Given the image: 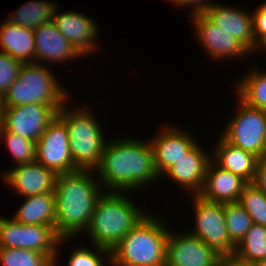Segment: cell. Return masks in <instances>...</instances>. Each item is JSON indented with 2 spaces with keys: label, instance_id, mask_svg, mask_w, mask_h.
<instances>
[{
  "label": "cell",
  "instance_id": "35",
  "mask_svg": "<svg viewBox=\"0 0 266 266\" xmlns=\"http://www.w3.org/2000/svg\"><path fill=\"white\" fill-rule=\"evenodd\" d=\"M252 183L266 194V154L258 159L256 174Z\"/></svg>",
  "mask_w": 266,
  "mask_h": 266
},
{
  "label": "cell",
  "instance_id": "37",
  "mask_svg": "<svg viewBox=\"0 0 266 266\" xmlns=\"http://www.w3.org/2000/svg\"><path fill=\"white\" fill-rule=\"evenodd\" d=\"M2 109H3V106H2V101L0 98V128L2 127Z\"/></svg>",
  "mask_w": 266,
  "mask_h": 266
},
{
  "label": "cell",
  "instance_id": "10",
  "mask_svg": "<svg viewBox=\"0 0 266 266\" xmlns=\"http://www.w3.org/2000/svg\"><path fill=\"white\" fill-rule=\"evenodd\" d=\"M63 105L23 104L2 109V127L11 133L37 141Z\"/></svg>",
  "mask_w": 266,
  "mask_h": 266
},
{
  "label": "cell",
  "instance_id": "34",
  "mask_svg": "<svg viewBox=\"0 0 266 266\" xmlns=\"http://www.w3.org/2000/svg\"><path fill=\"white\" fill-rule=\"evenodd\" d=\"M171 3H173L176 6H183L186 5L189 7H193L191 15L198 14V13H205L212 5H214L213 2L209 0H167ZM211 2V3H210Z\"/></svg>",
  "mask_w": 266,
  "mask_h": 266
},
{
  "label": "cell",
  "instance_id": "8",
  "mask_svg": "<svg viewBox=\"0 0 266 266\" xmlns=\"http://www.w3.org/2000/svg\"><path fill=\"white\" fill-rule=\"evenodd\" d=\"M238 110L221 135L231 145L258 158L266 154V111L252 108L238 99Z\"/></svg>",
  "mask_w": 266,
  "mask_h": 266
},
{
  "label": "cell",
  "instance_id": "26",
  "mask_svg": "<svg viewBox=\"0 0 266 266\" xmlns=\"http://www.w3.org/2000/svg\"><path fill=\"white\" fill-rule=\"evenodd\" d=\"M234 254L242 260L253 263L265 260L266 226L254 223L236 246Z\"/></svg>",
  "mask_w": 266,
  "mask_h": 266
},
{
  "label": "cell",
  "instance_id": "3",
  "mask_svg": "<svg viewBox=\"0 0 266 266\" xmlns=\"http://www.w3.org/2000/svg\"><path fill=\"white\" fill-rule=\"evenodd\" d=\"M105 192L98 198L91 222L84 233H87L93 246L111 251L146 214L125 192Z\"/></svg>",
  "mask_w": 266,
  "mask_h": 266
},
{
  "label": "cell",
  "instance_id": "18",
  "mask_svg": "<svg viewBox=\"0 0 266 266\" xmlns=\"http://www.w3.org/2000/svg\"><path fill=\"white\" fill-rule=\"evenodd\" d=\"M35 38V63L71 62L70 59L83 57L51 21L33 30ZM41 63H40V62ZM45 62V63H42Z\"/></svg>",
  "mask_w": 266,
  "mask_h": 266
},
{
  "label": "cell",
  "instance_id": "33",
  "mask_svg": "<svg viewBox=\"0 0 266 266\" xmlns=\"http://www.w3.org/2000/svg\"><path fill=\"white\" fill-rule=\"evenodd\" d=\"M252 32L258 51V47L266 40V2L252 13Z\"/></svg>",
  "mask_w": 266,
  "mask_h": 266
},
{
  "label": "cell",
  "instance_id": "38",
  "mask_svg": "<svg viewBox=\"0 0 266 266\" xmlns=\"http://www.w3.org/2000/svg\"><path fill=\"white\" fill-rule=\"evenodd\" d=\"M258 266H266V259L265 260H262V261H259L257 263Z\"/></svg>",
  "mask_w": 266,
  "mask_h": 266
},
{
  "label": "cell",
  "instance_id": "6",
  "mask_svg": "<svg viewBox=\"0 0 266 266\" xmlns=\"http://www.w3.org/2000/svg\"><path fill=\"white\" fill-rule=\"evenodd\" d=\"M47 68L35 62L23 63L17 79L1 98L2 106L67 104L68 91Z\"/></svg>",
  "mask_w": 266,
  "mask_h": 266
},
{
  "label": "cell",
  "instance_id": "27",
  "mask_svg": "<svg viewBox=\"0 0 266 266\" xmlns=\"http://www.w3.org/2000/svg\"><path fill=\"white\" fill-rule=\"evenodd\" d=\"M224 215L230 240L237 246L254 224L253 220L238 202L225 203Z\"/></svg>",
  "mask_w": 266,
  "mask_h": 266
},
{
  "label": "cell",
  "instance_id": "20",
  "mask_svg": "<svg viewBox=\"0 0 266 266\" xmlns=\"http://www.w3.org/2000/svg\"><path fill=\"white\" fill-rule=\"evenodd\" d=\"M247 184L240 176L225 170L209 161L202 191L203 199L217 203L238 202L244 186Z\"/></svg>",
  "mask_w": 266,
  "mask_h": 266
},
{
  "label": "cell",
  "instance_id": "5",
  "mask_svg": "<svg viewBox=\"0 0 266 266\" xmlns=\"http://www.w3.org/2000/svg\"><path fill=\"white\" fill-rule=\"evenodd\" d=\"M64 104L57 116L65 123L70 141L71 157L79 170L94 171L99 167L105 139L95 114L86 108H70ZM87 109V110H86Z\"/></svg>",
  "mask_w": 266,
  "mask_h": 266
},
{
  "label": "cell",
  "instance_id": "9",
  "mask_svg": "<svg viewBox=\"0 0 266 266\" xmlns=\"http://www.w3.org/2000/svg\"><path fill=\"white\" fill-rule=\"evenodd\" d=\"M195 213V228L190 234L200 238L221 256L235 253L236 245L227 232L224 204L211 202L199 195H191Z\"/></svg>",
  "mask_w": 266,
  "mask_h": 266
},
{
  "label": "cell",
  "instance_id": "31",
  "mask_svg": "<svg viewBox=\"0 0 266 266\" xmlns=\"http://www.w3.org/2000/svg\"><path fill=\"white\" fill-rule=\"evenodd\" d=\"M93 248H95L94 251L90 248H85V246L76 248L70 254L68 266H105L103 262L104 255L105 261L110 259L108 263L111 264L110 250L96 245Z\"/></svg>",
  "mask_w": 266,
  "mask_h": 266
},
{
  "label": "cell",
  "instance_id": "17",
  "mask_svg": "<svg viewBox=\"0 0 266 266\" xmlns=\"http://www.w3.org/2000/svg\"><path fill=\"white\" fill-rule=\"evenodd\" d=\"M210 160L211 154H207V151L205 152L197 141L186 156L180 158L163 175L179 183L178 186L184 190L191 191L192 195H198L204 186L206 169Z\"/></svg>",
  "mask_w": 266,
  "mask_h": 266
},
{
  "label": "cell",
  "instance_id": "25",
  "mask_svg": "<svg viewBox=\"0 0 266 266\" xmlns=\"http://www.w3.org/2000/svg\"><path fill=\"white\" fill-rule=\"evenodd\" d=\"M235 88L237 98L245 104L266 111V71L251 69L250 74L235 84Z\"/></svg>",
  "mask_w": 266,
  "mask_h": 266
},
{
  "label": "cell",
  "instance_id": "7",
  "mask_svg": "<svg viewBox=\"0 0 266 266\" xmlns=\"http://www.w3.org/2000/svg\"><path fill=\"white\" fill-rule=\"evenodd\" d=\"M71 238H61L55 227L48 225H23L13 219L0 217V248L27 249L45 253L58 264V248Z\"/></svg>",
  "mask_w": 266,
  "mask_h": 266
},
{
  "label": "cell",
  "instance_id": "30",
  "mask_svg": "<svg viewBox=\"0 0 266 266\" xmlns=\"http://www.w3.org/2000/svg\"><path fill=\"white\" fill-rule=\"evenodd\" d=\"M238 203L248 212L253 223L266 226V194L253 183H247Z\"/></svg>",
  "mask_w": 266,
  "mask_h": 266
},
{
  "label": "cell",
  "instance_id": "11",
  "mask_svg": "<svg viewBox=\"0 0 266 266\" xmlns=\"http://www.w3.org/2000/svg\"><path fill=\"white\" fill-rule=\"evenodd\" d=\"M36 162L56 174L78 170L73 162L65 123L56 116L36 141Z\"/></svg>",
  "mask_w": 266,
  "mask_h": 266
},
{
  "label": "cell",
  "instance_id": "1",
  "mask_svg": "<svg viewBox=\"0 0 266 266\" xmlns=\"http://www.w3.org/2000/svg\"><path fill=\"white\" fill-rule=\"evenodd\" d=\"M134 139L118 138L105 143L100 165L95 170L105 190L138 191L159 179L150 142Z\"/></svg>",
  "mask_w": 266,
  "mask_h": 266
},
{
  "label": "cell",
  "instance_id": "21",
  "mask_svg": "<svg viewBox=\"0 0 266 266\" xmlns=\"http://www.w3.org/2000/svg\"><path fill=\"white\" fill-rule=\"evenodd\" d=\"M211 155V160L219 167L240 176L247 183H252L256 174L258 157L227 142L222 136Z\"/></svg>",
  "mask_w": 266,
  "mask_h": 266
},
{
  "label": "cell",
  "instance_id": "23",
  "mask_svg": "<svg viewBox=\"0 0 266 266\" xmlns=\"http://www.w3.org/2000/svg\"><path fill=\"white\" fill-rule=\"evenodd\" d=\"M23 204L15 212L13 220L23 225H48L55 227V193L22 197Z\"/></svg>",
  "mask_w": 266,
  "mask_h": 266
},
{
  "label": "cell",
  "instance_id": "28",
  "mask_svg": "<svg viewBox=\"0 0 266 266\" xmlns=\"http://www.w3.org/2000/svg\"><path fill=\"white\" fill-rule=\"evenodd\" d=\"M2 266H54V262L38 251L15 248H0Z\"/></svg>",
  "mask_w": 266,
  "mask_h": 266
},
{
  "label": "cell",
  "instance_id": "36",
  "mask_svg": "<svg viewBox=\"0 0 266 266\" xmlns=\"http://www.w3.org/2000/svg\"><path fill=\"white\" fill-rule=\"evenodd\" d=\"M219 266H258L257 263L248 262L238 258L235 254L220 256Z\"/></svg>",
  "mask_w": 266,
  "mask_h": 266
},
{
  "label": "cell",
  "instance_id": "24",
  "mask_svg": "<svg viewBox=\"0 0 266 266\" xmlns=\"http://www.w3.org/2000/svg\"><path fill=\"white\" fill-rule=\"evenodd\" d=\"M58 6L53 1H31L22 5L17 9L15 14H10L9 18H6L8 22L23 26L30 29H36L38 26L48 24L52 21L55 9Z\"/></svg>",
  "mask_w": 266,
  "mask_h": 266
},
{
  "label": "cell",
  "instance_id": "39",
  "mask_svg": "<svg viewBox=\"0 0 266 266\" xmlns=\"http://www.w3.org/2000/svg\"><path fill=\"white\" fill-rule=\"evenodd\" d=\"M259 48L263 49L264 48V51L266 50V40L258 47V50Z\"/></svg>",
  "mask_w": 266,
  "mask_h": 266
},
{
  "label": "cell",
  "instance_id": "2",
  "mask_svg": "<svg viewBox=\"0 0 266 266\" xmlns=\"http://www.w3.org/2000/svg\"><path fill=\"white\" fill-rule=\"evenodd\" d=\"M91 172L78 169L57 174L55 231L61 238L73 239L84 233L91 222L96 202L104 192L98 178L96 180Z\"/></svg>",
  "mask_w": 266,
  "mask_h": 266
},
{
  "label": "cell",
  "instance_id": "22",
  "mask_svg": "<svg viewBox=\"0 0 266 266\" xmlns=\"http://www.w3.org/2000/svg\"><path fill=\"white\" fill-rule=\"evenodd\" d=\"M1 51L23 63L35 62V38L33 29L18 26L4 20L0 24Z\"/></svg>",
  "mask_w": 266,
  "mask_h": 266
},
{
  "label": "cell",
  "instance_id": "13",
  "mask_svg": "<svg viewBox=\"0 0 266 266\" xmlns=\"http://www.w3.org/2000/svg\"><path fill=\"white\" fill-rule=\"evenodd\" d=\"M191 17L196 40L213 60L244 58L251 53L241 42L214 24L204 13L193 14Z\"/></svg>",
  "mask_w": 266,
  "mask_h": 266
},
{
  "label": "cell",
  "instance_id": "12",
  "mask_svg": "<svg viewBox=\"0 0 266 266\" xmlns=\"http://www.w3.org/2000/svg\"><path fill=\"white\" fill-rule=\"evenodd\" d=\"M220 256L188 231L177 235L169 229L166 266H219Z\"/></svg>",
  "mask_w": 266,
  "mask_h": 266
},
{
  "label": "cell",
  "instance_id": "19",
  "mask_svg": "<svg viewBox=\"0 0 266 266\" xmlns=\"http://www.w3.org/2000/svg\"><path fill=\"white\" fill-rule=\"evenodd\" d=\"M204 14L230 36L235 37L251 53L256 52L252 32V13L238 7L215 3Z\"/></svg>",
  "mask_w": 266,
  "mask_h": 266
},
{
  "label": "cell",
  "instance_id": "32",
  "mask_svg": "<svg viewBox=\"0 0 266 266\" xmlns=\"http://www.w3.org/2000/svg\"><path fill=\"white\" fill-rule=\"evenodd\" d=\"M23 62L12 58L7 53L0 51V98L17 79Z\"/></svg>",
  "mask_w": 266,
  "mask_h": 266
},
{
  "label": "cell",
  "instance_id": "4",
  "mask_svg": "<svg viewBox=\"0 0 266 266\" xmlns=\"http://www.w3.org/2000/svg\"><path fill=\"white\" fill-rule=\"evenodd\" d=\"M147 214L111 250V265L166 266V243L170 228L162 218Z\"/></svg>",
  "mask_w": 266,
  "mask_h": 266
},
{
  "label": "cell",
  "instance_id": "14",
  "mask_svg": "<svg viewBox=\"0 0 266 266\" xmlns=\"http://www.w3.org/2000/svg\"><path fill=\"white\" fill-rule=\"evenodd\" d=\"M4 182L18 196H35L54 193L57 174L38 162L14 166L2 173Z\"/></svg>",
  "mask_w": 266,
  "mask_h": 266
},
{
  "label": "cell",
  "instance_id": "16",
  "mask_svg": "<svg viewBox=\"0 0 266 266\" xmlns=\"http://www.w3.org/2000/svg\"><path fill=\"white\" fill-rule=\"evenodd\" d=\"M162 129L154 139L149 141L160 178L174 163L186 156V153L197 143L191 134L182 129L179 130L176 126L175 128L173 125L164 126Z\"/></svg>",
  "mask_w": 266,
  "mask_h": 266
},
{
  "label": "cell",
  "instance_id": "15",
  "mask_svg": "<svg viewBox=\"0 0 266 266\" xmlns=\"http://www.w3.org/2000/svg\"><path fill=\"white\" fill-rule=\"evenodd\" d=\"M85 15L71 10L58 14V10L55 9L52 19L57 30L83 57L96 52L95 49L99 47L96 44V36L99 34L96 22Z\"/></svg>",
  "mask_w": 266,
  "mask_h": 266
},
{
  "label": "cell",
  "instance_id": "29",
  "mask_svg": "<svg viewBox=\"0 0 266 266\" xmlns=\"http://www.w3.org/2000/svg\"><path fill=\"white\" fill-rule=\"evenodd\" d=\"M0 138L6 142L15 166L36 162V142L0 128Z\"/></svg>",
  "mask_w": 266,
  "mask_h": 266
}]
</instances>
